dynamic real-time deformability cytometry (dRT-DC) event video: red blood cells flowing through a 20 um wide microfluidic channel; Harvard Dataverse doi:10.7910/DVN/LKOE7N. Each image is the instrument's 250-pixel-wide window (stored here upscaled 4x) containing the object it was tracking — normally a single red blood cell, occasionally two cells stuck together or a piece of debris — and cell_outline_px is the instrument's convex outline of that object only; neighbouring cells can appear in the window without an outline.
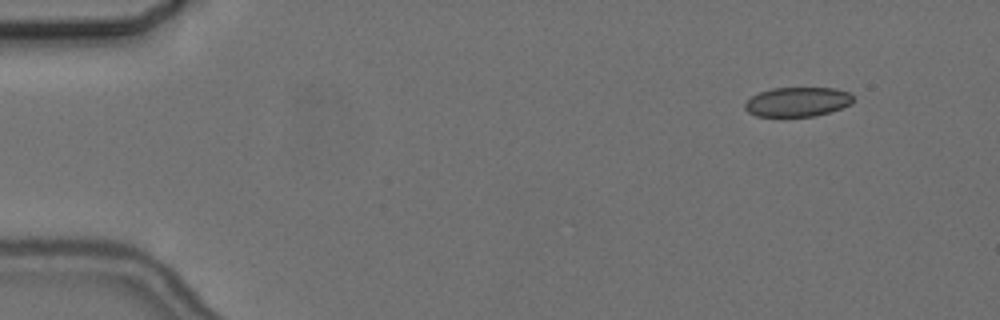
{"species": "common noctule bat (a hibernating species)", "species_latin": "Nyctalus noctula", "temperature_condition": "cold", "stored_images_in_passage": 4, "camera_frame_rate_fps": 3000, "um_per_image_px": 0.085, "animal": {"sex": "female", "body_mass_g": 24.6, "forearm_length_mm": 56.2}, "frame": {"image": 1, "passage_image": 1, "time_ms": 0.0, "image_size_px": [1000, 320], "cell_outline_px": [[852, 104], [816, 116], [756, 116], [748, 112], [744, 108], [744, 104], [752, 96], [760, 92], [772, 88], [836, 88], [848, 92], [852, 96]], "centroid_in_image_um": [67.77, 8.65], "position_along_channel_um": 17.2, "area_um2": 18.44}}